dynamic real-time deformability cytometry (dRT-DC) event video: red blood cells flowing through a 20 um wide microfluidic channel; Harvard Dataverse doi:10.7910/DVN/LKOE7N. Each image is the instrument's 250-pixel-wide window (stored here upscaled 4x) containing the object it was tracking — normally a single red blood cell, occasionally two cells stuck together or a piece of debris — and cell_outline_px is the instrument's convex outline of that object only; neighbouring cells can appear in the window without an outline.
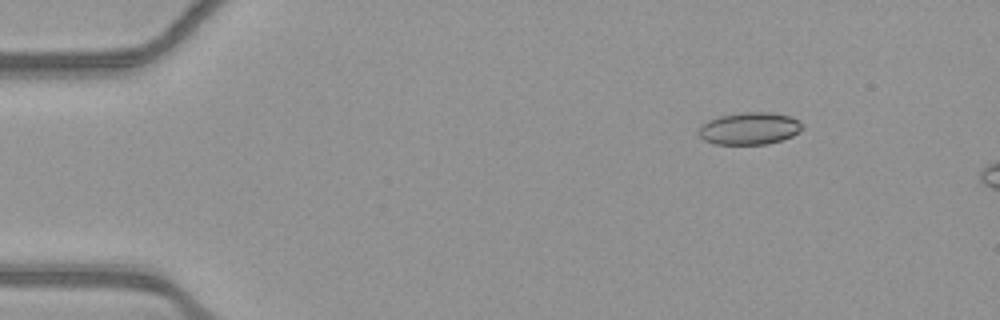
{"species": "common noctule bat (a hibernating species)", "species_latin": "Nyctalus noctula", "temperature_condition": "warm", "stored_images_in_passage": 13, "camera_frame_rate_fps": 3000, "um_per_image_px": 0.085, "animal": {"sex": "female", "body_mass_g": 21.9}, "frame": {"image": 1, "passage_image": 8, "time_ms": 2.333, "image_size_px": [1000, 320], "cell_outline_px": [[804, 128], [800, 132], [792, 136], [768, 144], [716, 144], [704, 140], [700, 136], [700, 124], [708, 120], [720, 116], [744, 112], [772, 112], [788, 116], [804, 124]], "centroid_in_image_um": [63.73, 10.92], "position_along_channel_um": 21.3, "area_um2": 19.42}}